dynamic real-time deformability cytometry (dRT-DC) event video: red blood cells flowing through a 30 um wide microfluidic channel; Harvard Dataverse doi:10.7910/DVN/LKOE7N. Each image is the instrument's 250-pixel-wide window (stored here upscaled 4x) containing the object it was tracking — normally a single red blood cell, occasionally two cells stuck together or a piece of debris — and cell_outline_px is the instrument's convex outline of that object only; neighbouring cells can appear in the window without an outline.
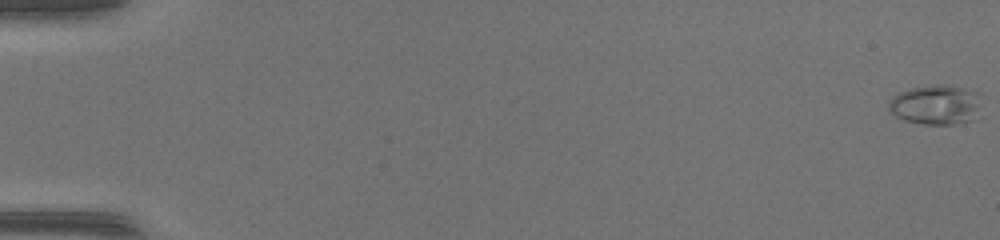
{"species": "common noctule bat (a hibernating species)", "species_latin": "Nyctalus noctula", "temperature_condition": "warm", "stored_images_in_passage": 41, "camera_frame_rate_fps": 3000, "um_per_image_px": 0.085, "animal": {"sex": "female", "body_mass_g": 17.0, "forearm_length_mm": 48.0}, "frame": {"image": 1, "passage_image": 1, "time_ms": 0.0, "image_size_px": [1000, 240], "cell_outline_px": [[980, 92], [976, 120], [956, 124], [924, 124], [904, 120], [888, 112], [888, 100], [896, 92], [908, 88], [932, 84], [948, 84]], "centroid_in_image_um": [79.5, 8.88], "position_along_channel_um": 5.5, "area_um2": 22.08}}
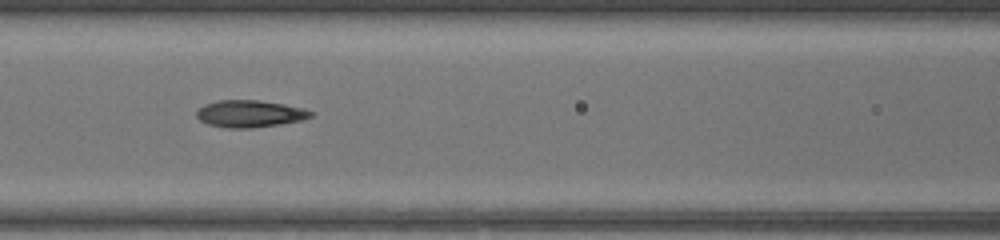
{"frame": {"image": 2, "passage_image": 25, "time_ms": 8.0, "image_size_px": [1000, 240], "cell_outline_px": [[312, 116], [300, 120], [280, 124], [252, 128], [228, 128], [208, 124], [200, 120], [196, 116], [196, 112], [204, 104], [216, 100], [260, 100], [284, 104], [304, 108], [312, 112]], "centroid_in_image_um": [21.21, 9.66], "position_along_channel_um": 145.4, "area_um2": 17.98}}
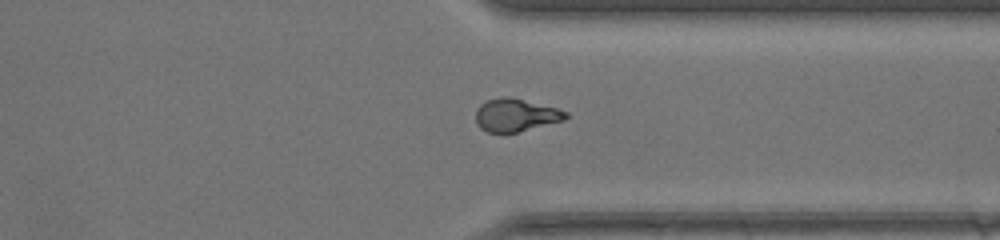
{"frame": {"image": 3, "passage_image": 41, "time_ms": 13.333, "image_size_px": [1000, 240], "cell_outline_px": [[568, 116], [564, 120], [516, 132], [488, 132], [480, 128], [476, 124], [476, 108], [480, 104], [488, 100], [504, 96], [508, 96], [556, 108], [568, 112]], "centroid_in_image_um": [43.8, 9.78], "position_along_channel_um": 367.6, "area_um2": 16.99}}